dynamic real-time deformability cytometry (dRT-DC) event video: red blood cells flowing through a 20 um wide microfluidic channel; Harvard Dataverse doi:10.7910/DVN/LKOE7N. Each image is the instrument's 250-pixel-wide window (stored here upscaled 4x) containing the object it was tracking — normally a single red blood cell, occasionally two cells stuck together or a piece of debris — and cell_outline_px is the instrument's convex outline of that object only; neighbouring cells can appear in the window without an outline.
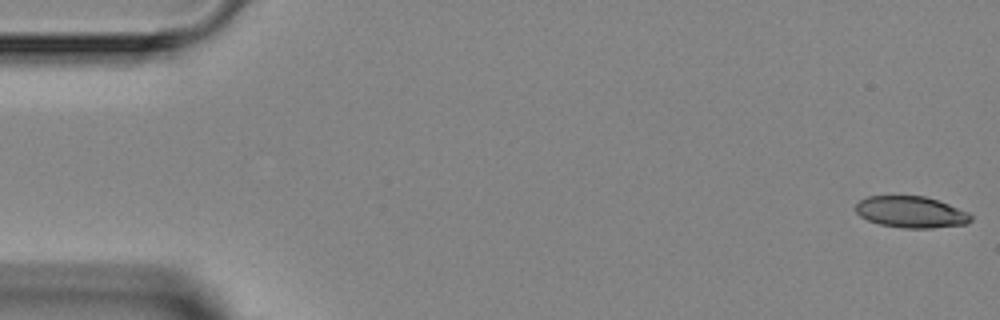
{"species": "Egyptian fruit bat (a non-hibernating species)", "species_latin": "Rousettus aegyptiacus", "temperature_condition": "room temperature", "stored_images_in_passage": 4, "camera_frame_rate_fps": 3000, "um_per_image_px": 0.085, "animal": {"sex": "female"}, "frame": {"image": 1, "passage_image": 1, "time_ms": 0.0, "image_size_px": [1000, 320], "cell_outline_px": [[972, 220], [968, 224], [932, 228], [900, 228], [880, 224], [868, 220], [860, 216], [856, 212], [856, 204], [860, 200], [868, 196], [924, 196], [948, 204], [968, 212], [972, 216]], "centroid_in_image_um": [77.45, 18.03], "position_along_channel_um": 7.6, "area_um2": 21.1}}
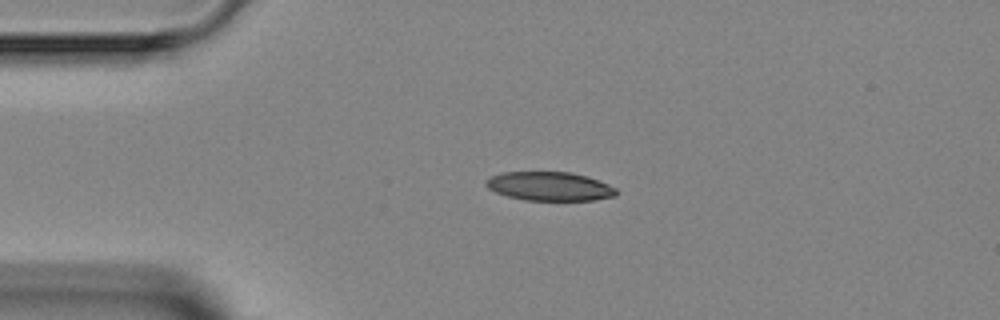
{"frame": {"image": 2, "passage_image": 3, "time_ms": 3.333, "image_size_px": [1000, 320], "cell_outline_px": [[616, 196], [592, 200], [524, 200], [508, 196], [496, 192], [488, 188], [484, 184], [484, 180], [492, 176], [504, 172], [572, 172], [588, 176], [600, 180], [616, 188]], "centroid_in_image_um": [46.72, 15.83], "position_along_channel_um": 38.3, "area_um2": 21.96}}